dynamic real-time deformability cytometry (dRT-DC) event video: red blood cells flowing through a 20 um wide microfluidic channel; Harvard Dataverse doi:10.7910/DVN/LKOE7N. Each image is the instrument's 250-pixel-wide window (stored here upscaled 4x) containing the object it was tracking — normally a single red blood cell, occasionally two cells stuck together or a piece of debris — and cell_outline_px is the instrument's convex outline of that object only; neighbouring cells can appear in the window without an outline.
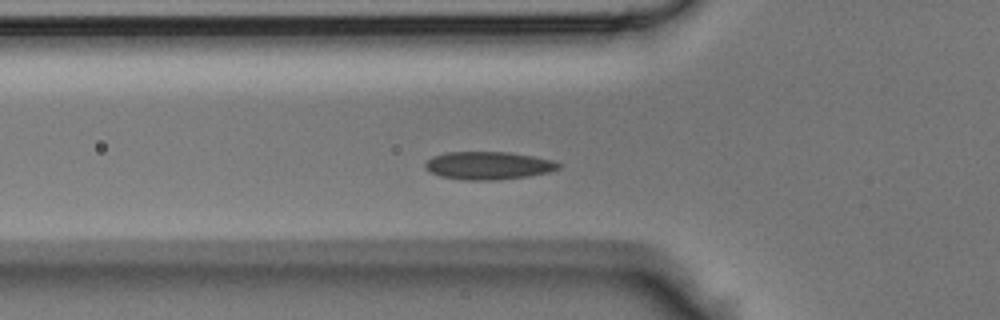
{"species": "Egyptian fruit bat (a non-hibernating species)", "species_latin": "Rousettus aegyptiacus", "temperature_condition": "room temperature", "stored_images_in_passage": 33, "camera_frame_rate_fps": 3000, "um_per_image_px": 0.085, "animal": {"sex": "male"}, "frame": {"image": 1, "passage_image": 3, "time_ms": 0.667, "image_size_px": [1000, 320], "cell_outline_px": [[560, 168], [548, 172], [528, 176], [492, 180], [464, 180], [440, 176], [424, 168], [424, 164], [432, 156], [444, 152], [508, 152], [532, 156], [552, 160], [560, 164]], "centroid_in_image_um": [41.47, 14.06], "position_along_channel_um": 84.3, "area_um2": 21.56}}
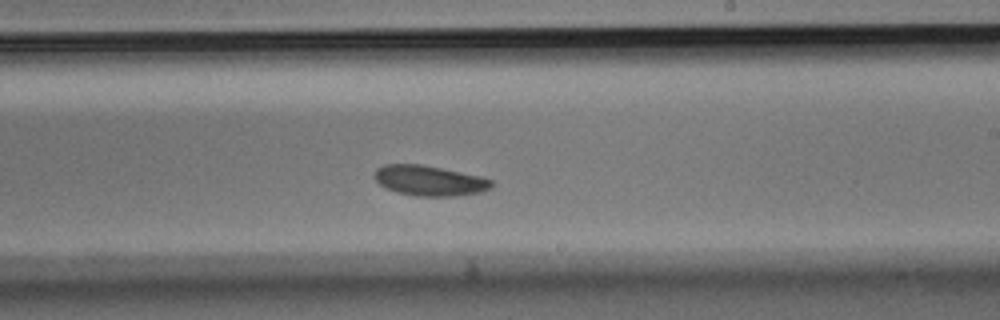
{"frame": {"image": 2, "passage_image": 14, "time_ms": 4.333, "image_size_px": [1000, 320], "cell_outline_px": [[496, 184], [492, 188], [480, 192], [456, 196], [416, 196], [396, 192], [380, 184], [376, 180], [376, 168], [384, 164], [420, 164], [480, 176], [492, 180]], "centroid_in_image_um": [36.55, 15.36], "position_along_channel_um": 252.5, "area_um2": 20.52}}
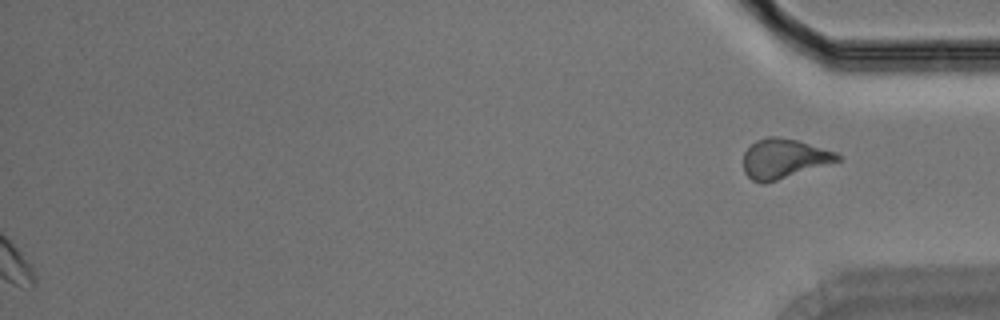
{"frame": {"image": 3, "passage_image": 33, "time_ms": 10.667, "image_size_px": [1000, 320], "cell_outline_px": [[840, 160], [764, 184], [760, 184], [752, 180], [744, 172], [744, 152], [756, 140], [768, 136], [776, 136], [796, 140], [836, 152], [840, 156]], "centroid_in_image_um": [66.58, 13.48], "position_along_channel_um": 368.6, "area_um2": 21.39}}